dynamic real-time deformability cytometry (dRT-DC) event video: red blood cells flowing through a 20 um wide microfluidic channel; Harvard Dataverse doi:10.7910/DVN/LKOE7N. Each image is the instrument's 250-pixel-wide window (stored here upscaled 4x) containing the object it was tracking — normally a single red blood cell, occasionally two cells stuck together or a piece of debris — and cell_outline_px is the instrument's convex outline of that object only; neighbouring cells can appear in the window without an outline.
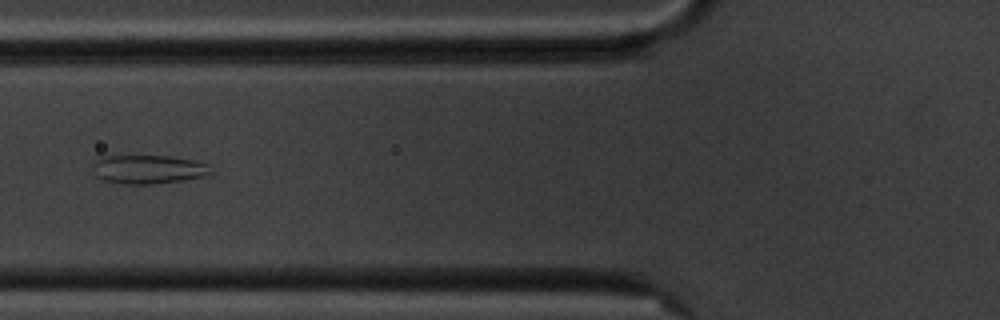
{"species": "common noctule bat (a hibernating species)", "species_latin": "Nyctalus noctula", "temperature_condition": "cold", "stored_images_in_passage": 7, "camera_frame_rate_fps": 3000, "um_per_image_px": 0.085, "animal": {"sex": "male", "body_mass_g": 20.1, "forearm_length_mm": 53.5}, "frame": {"image": 1, "passage_image": 7, "time_ms": 6.667, "image_size_px": [1000, 320], "cell_outline_px": [[212, 172], [204, 176], [184, 180], [152, 184], [124, 184], [100, 180], [96, 176], [92, 164], [92, 160], [100, 156], [168, 156], [196, 160], [208, 164]], "centroid_in_image_um": [12.56, 14.39], "position_along_channel_um": 113.2, "area_um2": 20.06}}